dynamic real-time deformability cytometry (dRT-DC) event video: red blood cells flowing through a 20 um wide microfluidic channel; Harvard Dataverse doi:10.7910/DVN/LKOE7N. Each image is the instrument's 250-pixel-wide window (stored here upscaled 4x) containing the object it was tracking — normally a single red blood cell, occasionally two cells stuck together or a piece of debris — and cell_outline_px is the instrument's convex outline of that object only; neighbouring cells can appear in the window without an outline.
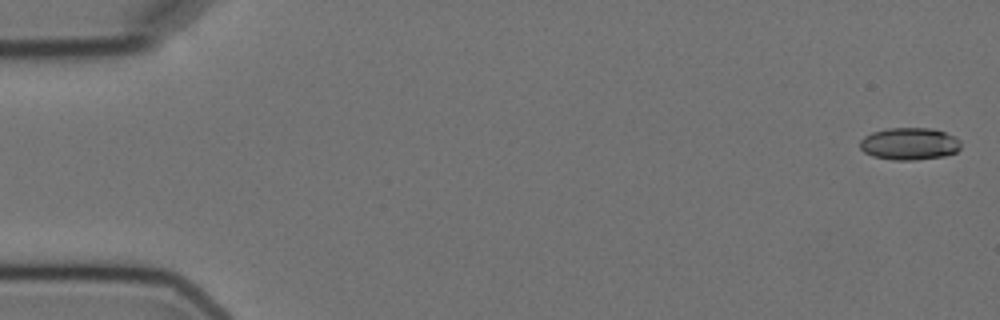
{"species": "Egyptian fruit bat (a non-hibernating species)", "species_latin": "Rousettus aegyptiacus", "temperature_condition": "cold", "stored_images_in_passage": 10, "camera_frame_rate_fps": 3000, "um_per_image_px": 0.085, "animal": {"sex": "female"}, "frame": {"image": 1, "passage_image": 1, "time_ms": 0.0, "image_size_px": [1000, 320], "cell_outline_px": [[960, 148], [956, 152], [944, 156], [916, 160], [892, 160], [872, 156], [864, 152], [860, 148], [860, 140], [864, 136], [872, 132], [888, 128], [932, 128], [956, 136], [960, 140]], "centroid_in_image_um": [77.3, 12.22], "position_along_channel_um": 7.7, "area_um2": 19.13}}
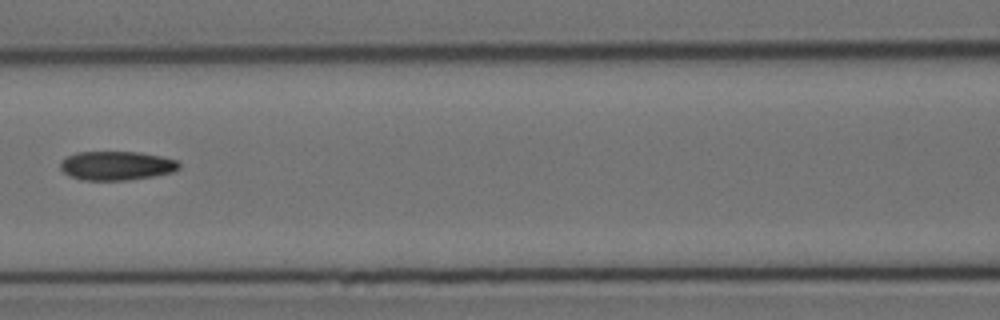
{"frame": {"image": 2, "passage_image": 7, "time_ms": 8.0, "image_size_px": [1000, 320], "cell_outline_px": [[180, 168], [172, 172], [152, 176], [128, 180], [84, 180], [68, 176], [60, 168], [60, 160], [76, 152], [140, 152], [160, 156], [176, 160], [180, 164]], "centroid_in_image_um": [9.88, 14.08], "position_along_channel_um": 156.7, "area_um2": 20.06}}
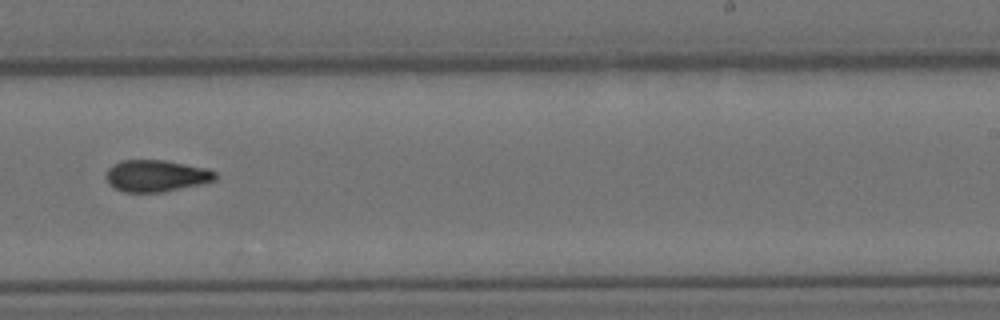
{"frame": {"image": 3, "passage_image": 10, "time_ms": 11.333, "image_size_px": [1000, 320], "cell_outline_px": [[216, 180], [200, 184], [164, 192], [124, 192], [108, 184], [104, 176], [108, 168], [112, 164], [120, 160], [164, 160], [208, 168], [216, 172]], "centroid_in_image_um": [13.25, 14.94], "position_along_channel_um": 275.8, "area_um2": 20.4}}